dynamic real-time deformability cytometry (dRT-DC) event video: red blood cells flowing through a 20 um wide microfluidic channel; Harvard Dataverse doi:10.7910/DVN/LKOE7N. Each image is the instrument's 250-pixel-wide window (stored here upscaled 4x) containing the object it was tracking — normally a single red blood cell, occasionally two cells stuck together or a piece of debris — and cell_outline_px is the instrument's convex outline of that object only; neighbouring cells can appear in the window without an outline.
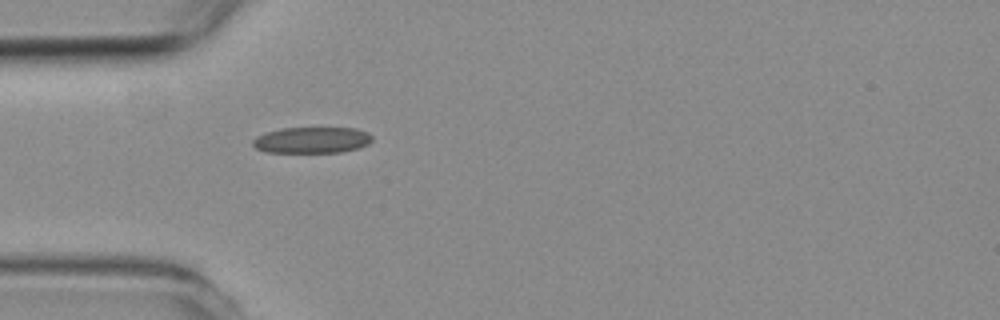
{"species": "common noctule bat (a hibernating species)", "species_latin": "Nyctalus noctula", "temperature_condition": "room temperature", "stored_images_in_passage": 3, "camera_frame_rate_fps": 3000, "um_per_image_px": 0.085, "animal": {"sex": "female", "body_mass_g": 19.3, "forearm_length_mm": 54.1}, "frame": {"image": 1, "passage_image": 3, "time_ms": 3.667, "image_size_px": [1000, 320], "cell_outline_px": [[372, 140], [368, 144], [360, 148], [340, 152], [264, 152], [256, 148], [252, 144], [252, 140], [256, 136], [280, 128], [356, 128], [368, 132], [372, 136]], "centroid_in_image_um": [26.52, 11.9], "position_along_channel_um": 58.5, "area_um2": 18.26}}